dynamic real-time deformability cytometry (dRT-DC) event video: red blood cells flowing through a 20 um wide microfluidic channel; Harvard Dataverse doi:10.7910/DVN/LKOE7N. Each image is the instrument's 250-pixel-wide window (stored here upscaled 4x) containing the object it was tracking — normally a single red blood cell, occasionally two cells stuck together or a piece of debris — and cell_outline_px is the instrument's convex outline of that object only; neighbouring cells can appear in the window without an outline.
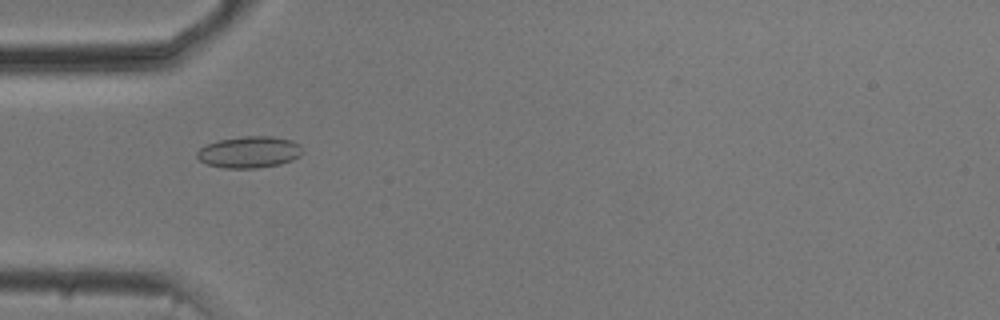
{"species": "common noctule bat (a hibernating species)", "species_latin": "Nyctalus noctula", "temperature_condition": "cold", "stored_images_in_passage": 25, "camera_frame_rate_fps": 3000, "um_per_image_px": 0.085, "animal": {"sex": "male", "body_mass_g": 20.5, "forearm_length_mm": 52.5}, "frame": {"image": 1, "passage_image": 3, "time_ms": 0.667, "image_size_px": [1000, 320], "cell_outline_px": [[304, 152], [300, 156], [292, 160], [280, 164], [256, 168], [224, 168], [208, 164], [200, 160], [196, 156], [196, 152], [200, 148], [208, 144], [220, 140], [244, 136], [272, 136], [292, 140], [300, 144], [304, 148]], "centroid_in_image_um": [21.24, 12.92], "position_along_channel_um": 63.8, "area_um2": 19.48}}
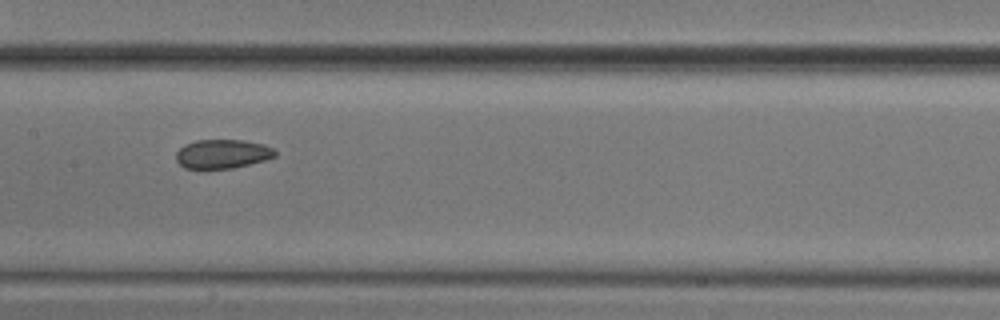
{"frame": {"image": 2, "passage_image": 13, "time_ms": 4.0, "image_size_px": [1000, 320], "cell_outline_px": [[276, 156], [264, 160], [232, 168], [204, 172], [184, 168], [176, 160], [176, 152], [184, 144], [196, 140], [244, 140], [264, 144], [272, 148], [276, 152]], "centroid_in_image_um": [18.84, 13.12], "position_along_channel_um": 188.6, "area_um2": 17.34}}
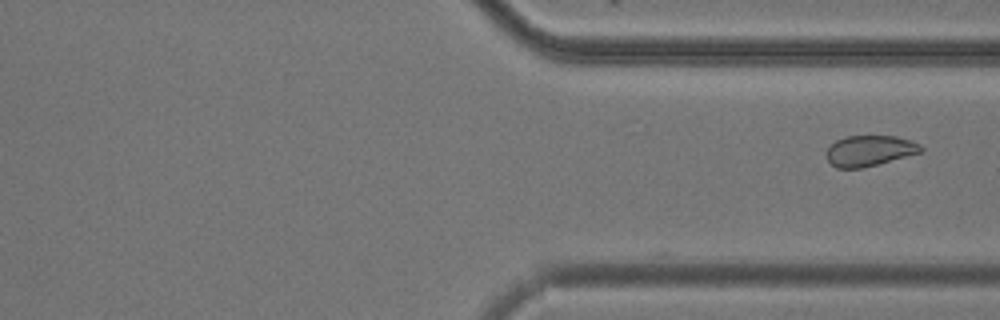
{"frame": {"image": 3, "passage_image": 25, "time_ms": 8.0, "image_size_px": [1000, 320], "cell_outline_px": [[924, 152], [860, 168], [836, 168], [828, 160], [828, 148], [836, 140], [844, 136], [896, 136], [920, 144], [924, 148]], "centroid_in_image_um": [73.94, 12.8], "position_along_channel_um": 337.5, "area_um2": 16.7}}